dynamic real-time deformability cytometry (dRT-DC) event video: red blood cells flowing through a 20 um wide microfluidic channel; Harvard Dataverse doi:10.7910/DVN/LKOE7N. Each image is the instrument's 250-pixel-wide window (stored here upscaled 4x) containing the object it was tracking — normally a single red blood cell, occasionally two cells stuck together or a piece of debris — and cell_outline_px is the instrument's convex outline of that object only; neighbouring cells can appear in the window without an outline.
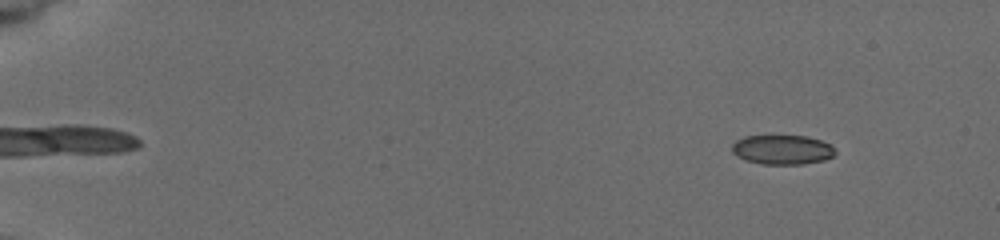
{"species": "common noctule bat (a hibernating species)", "species_latin": "Nyctalus noctula", "temperature_condition": "cold", "stored_images_in_passage": 10, "camera_frame_rate_fps": 3000, "um_per_image_px": 0.085, "animal": {"sex": "female", "body_mass_g": 19.5, "forearm_length_mm": 54.1}, "frame": {"image": 1, "passage_image": 1, "time_ms": 0.0, "image_size_px": [1000, 240], "cell_outline_px": [[836, 152], [832, 156], [824, 160], [804, 164], [764, 164], [744, 160], [736, 156], [732, 152], [732, 144], [736, 140], [744, 136], [808, 136], [832, 144], [836, 148]], "centroid_in_image_um": [66.51, 12.72], "position_along_channel_um": 18.5, "area_um2": 17.92}}
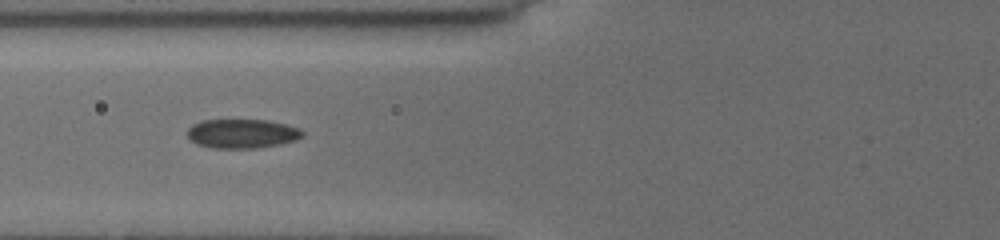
{"frame": {"image": 2, "passage_image": 7, "time_ms": 6.0, "image_size_px": [1000, 240], "cell_outline_px": [[304, 136], [296, 140], [280, 144], [256, 148], [212, 148], [196, 144], [188, 136], [188, 128], [192, 124], [200, 120], [268, 120], [300, 128], [304, 132]], "centroid_in_image_um": [20.59, 11.36], "position_along_channel_um": 105.2, "area_um2": 19.65}}
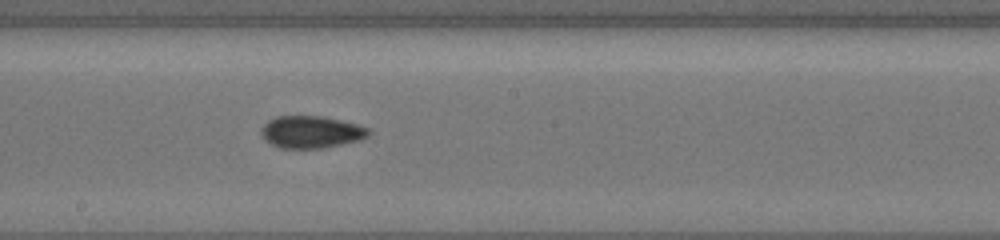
{"frame": {"image": 3, "passage_image": 10, "time_ms": 9.0, "image_size_px": [1000, 240], "cell_outline_px": [[372, 132], [368, 136], [360, 140], [324, 148], [280, 148], [264, 140], [260, 132], [260, 128], [268, 120], [276, 116], [320, 116], [340, 120], [356, 124], [368, 128]], "centroid_in_image_um": [26.43, 11.22], "position_along_channel_um": 221.8, "area_um2": 20.23}}